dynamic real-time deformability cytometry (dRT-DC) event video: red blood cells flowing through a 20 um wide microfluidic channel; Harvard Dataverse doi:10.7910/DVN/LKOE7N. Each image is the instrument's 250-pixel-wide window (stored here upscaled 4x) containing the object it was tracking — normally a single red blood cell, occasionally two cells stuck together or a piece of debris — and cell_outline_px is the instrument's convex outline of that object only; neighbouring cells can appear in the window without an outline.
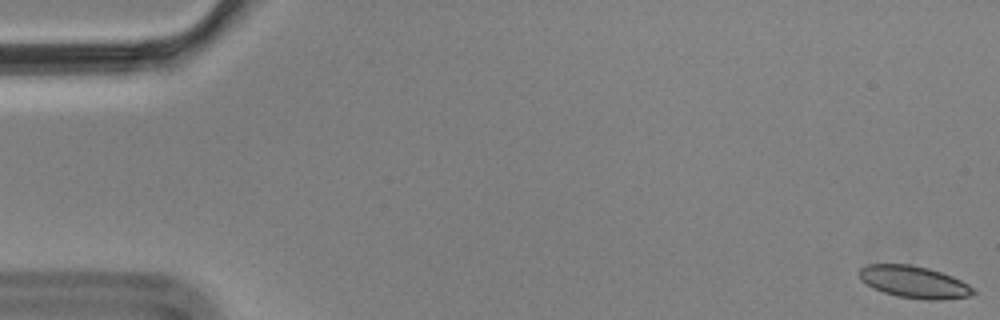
{"species": "Egyptian fruit bat (a non-hibernating species)", "species_latin": "Rousettus aegyptiacus", "temperature_condition": "cold", "stored_images_in_passage": 4, "camera_frame_rate_fps": 3000, "um_per_image_px": 0.085, "animal": {"sex": "male"}, "frame": {"image": 1, "passage_image": 1, "time_ms": 0.0, "image_size_px": [1000, 320], "cell_outline_px": [[976, 292], [972, 296], [944, 300], [924, 300], [896, 296], [872, 288], [860, 280], [856, 272], [860, 268], [868, 264], [908, 264], [928, 268], [952, 276], [968, 284]], "centroid_in_image_um": [77.67, 23.98], "position_along_channel_um": 7.3, "area_um2": 21.56}}
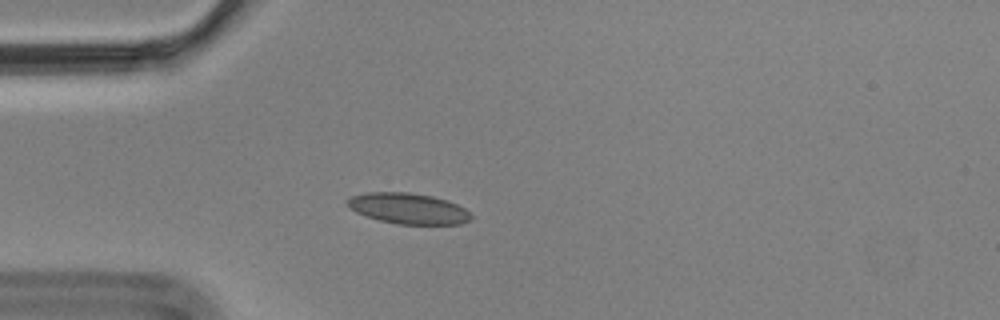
{"frame": {"image": 2, "passage_image": 4, "time_ms": 1.0, "image_size_px": [1000, 320], "cell_outline_px": [[472, 220], [460, 224], [396, 224], [380, 220], [356, 212], [348, 208], [348, 200], [352, 196], [368, 192], [408, 192], [432, 196], [448, 200], [464, 208], [472, 216]], "centroid_in_image_um": [34.73, 17.72], "position_along_channel_um": 50.3, "area_um2": 22.08}}